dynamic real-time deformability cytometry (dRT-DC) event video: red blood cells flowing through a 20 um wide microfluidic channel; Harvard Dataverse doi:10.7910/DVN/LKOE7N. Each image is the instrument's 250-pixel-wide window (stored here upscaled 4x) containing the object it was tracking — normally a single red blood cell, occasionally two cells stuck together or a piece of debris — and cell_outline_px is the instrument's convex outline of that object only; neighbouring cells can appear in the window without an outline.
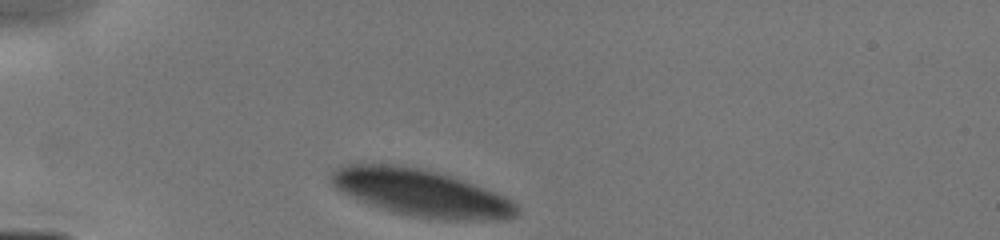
{"species": "human", "species_latin": "Homo sapiens", "temperature_condition": "cold", "stored_images_in_passage": 4, "camera_frame_rate_fps": 3000, "um_per_image_px": 0.085, "donor": {"sex": "male"}, "frame": {"image": 1, "passage_image": 1, "time_ms": 0.0, "image_size_px": [1000, 240], "cell_outline_px": [[520, 212], [516, 216], [508, 220], [444, 220], [412, 216], [392, 212], [368, 204], [336, 188], [332, 184], [332, 172], [336, 168], [344, 164], [392, 164], [424, 168], [452, 176], [504, 196], [512, 200], [520, 208]], "centroid_in_image_um": [35.85, 16.4], "position_along_channel_um": 49.2, "area_um2": 50.92}}